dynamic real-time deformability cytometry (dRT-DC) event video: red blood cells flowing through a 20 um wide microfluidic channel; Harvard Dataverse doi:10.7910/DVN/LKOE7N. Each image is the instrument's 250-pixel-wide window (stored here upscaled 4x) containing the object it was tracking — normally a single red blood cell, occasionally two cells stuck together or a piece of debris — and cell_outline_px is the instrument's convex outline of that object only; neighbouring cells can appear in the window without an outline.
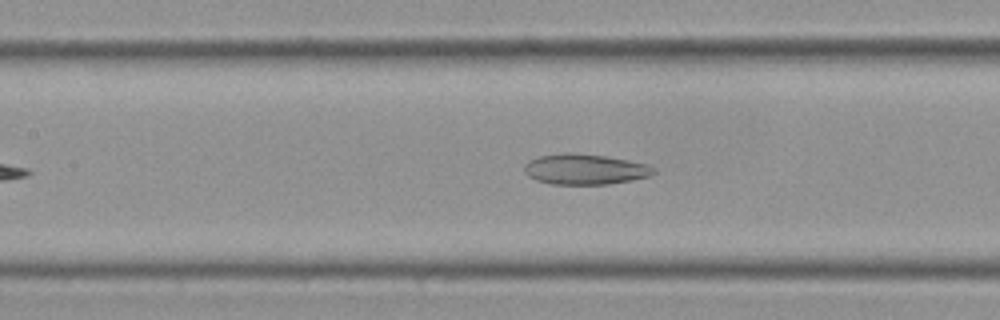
{"species": "Egyptian fruit bat (a non-hibernating species)", "species_latin": "Rousettus aegyptiacus", "temperature_condition": "cold", "stored_images_in_passage": 48, "camera_frame_rate_fps": 3000, "um_per_image_px": 0.085, "frame": {"image": 1, "passage_image": 17, "time_ms": 5.333, "image_size_px": [1000, 320], "cell_outline_px": [[656, 172], [648, 176], [632, 180], [608, 184], [552, 184], [536, 180], [528, 176], [524, 172], [524, 164], [540, 156], [564, 152], [572, 152], [608, 156], [648, 164], [656, 168]], "centroid_in_image_um": [49.74, 14.38], "position_along_channel_um": 157.7, "area_um2": 23.12}}
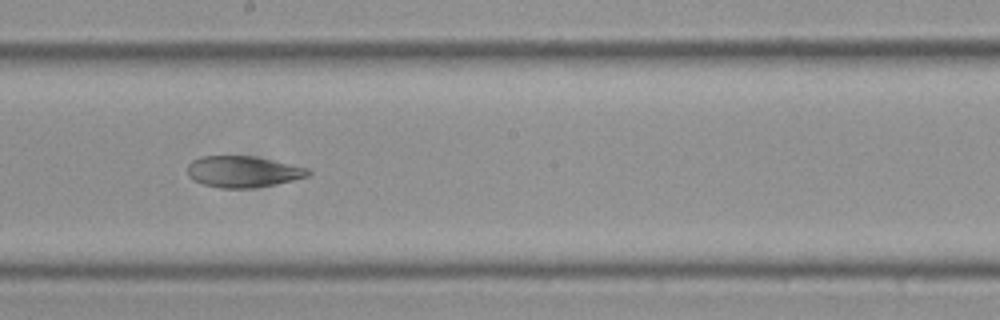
{"frame": {"image": 2, "passage_image": 23, "time_ms": 7.333, "image_size_px": [1000, 320], "cell_outline_px": [[312, 172], [308, 176], [276, 184], [252, 188], [220, 188], [204, 184], [192, 180], [188, 176], [188, 164], [192, 160], [200, 156], [252, 156], [272, 160], [308, 168]], "centroid_in_image_um": [20.63, 14.59], "position_along_channel_um": 227.6, "area_um2": 21.96}}
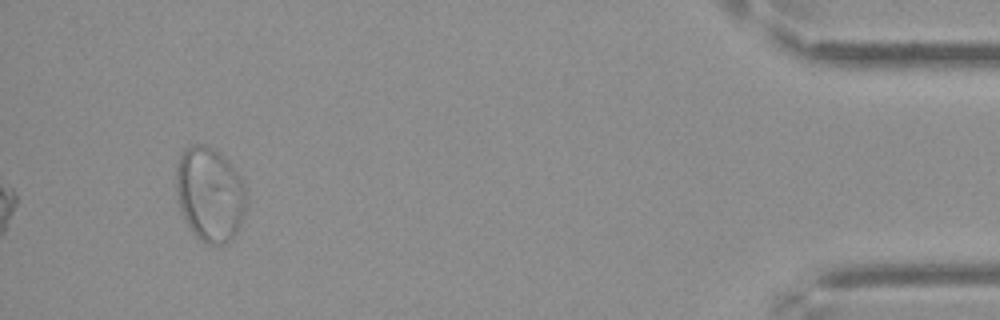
{"frame": {"image": 3, "passage_image": 45, "time_ms": 14.667, "image_size_px": [1000, 320], "cell_outline_px": [[244, 212], [240, 228], [228, 244], [216, 248], [200, 240], [192, 232], [180, 208], [176, 192], [176, 168], [180, 152], [184, 148], [192, 144], [204, 144], [212, 148], [232, 168], [240, 180], [244, 188]], "centroid_in_image_um": [17.79, 16.57], "position_along_channel_um": 417.4, "area_um2": 38.32}, "authors_computed_cell_mechanics": {"area_um2": 27.3105, "velocity_mm_per_s": 3.5016, "shape_relaxation_time_tau1_ms": null, "shape_relaxation_time_tau2_ms": 2.0727, "deformation_change_tau1": null, "deformation_change_tau2": 0.0732}}